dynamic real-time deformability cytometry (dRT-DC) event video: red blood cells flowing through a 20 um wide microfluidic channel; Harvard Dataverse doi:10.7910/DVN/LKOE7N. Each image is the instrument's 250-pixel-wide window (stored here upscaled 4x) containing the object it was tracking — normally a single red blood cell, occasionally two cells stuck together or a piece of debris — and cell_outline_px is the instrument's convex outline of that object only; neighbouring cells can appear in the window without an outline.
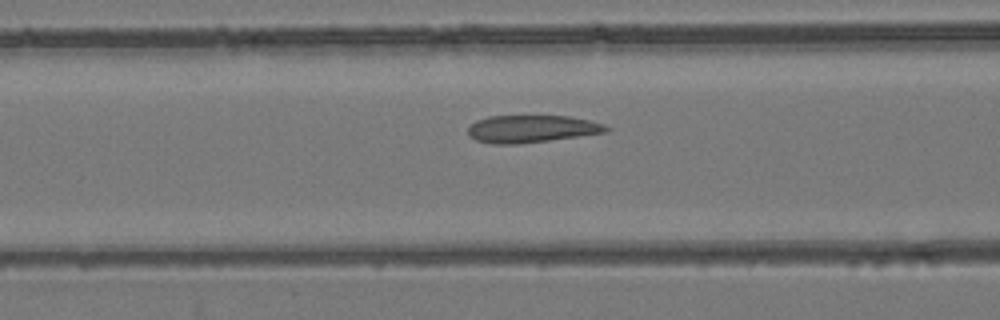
{"species": "common noctule bat (a hibernating species)", "species_latin": "Nyctalus noctula", "temperature_condition": "room temperature", "stored_images_in_passage": 30, "camera_frame_rate_fps": 3000, "um_per_image_px": 0.085, "animal": {"sex": "female", "body_mass_g": 24.6, "forearm_length_mm": 56.2}, "frame": {"image": 1, "passage_image": 8, "time_ms": 2.333, "image_size_px": [1000, 320], "cell_outline_px": [[612, 128], [608, 132], [580, 136], [516, 144], [492, 144], [476, 140], [468, 136], [468, 128], [476, 120], [488, 116], [568, 116], [588, 120], [604, 124]], "centroid_in_image_um": [45.19, 10.95], "position_along_channel_um": 121.4, "area_um2": 22.08}}
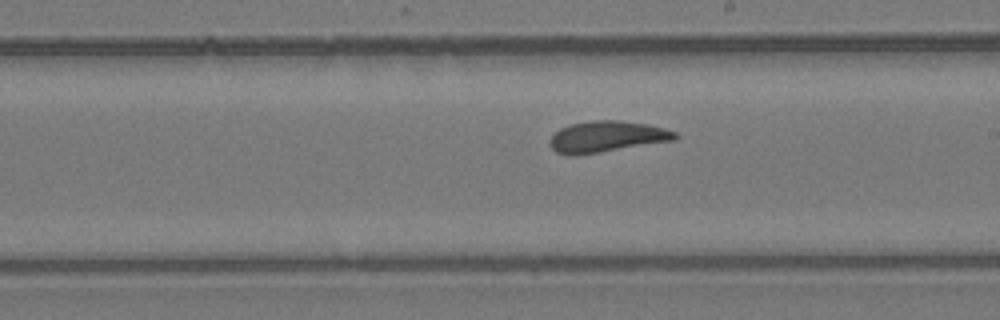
{"frame": {"image": 2, "passage_image": 17, "time_ms": 5.333, "image_size_px": [1000, 320], "cell_outline_px": [[680, 136], [676, 140], [576, 156], [568, 156], [556, 152], [548, 144], [548, 140], [560, 128], [572, 124], [592, 120], [616, 120], [648, 124], [664, 128], [676, 132]], "centroid_in_image_um": [51.57, 11.63], "position_along_channel_um": 237.4, "area_um2": 22.95}}
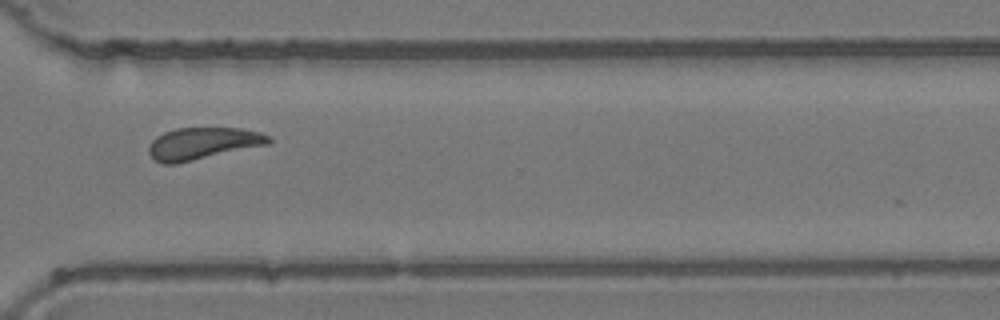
{"frame": {"image": 3, "passage_image": 26, "time_ms": 8.333, "image_size_px": [1000, 320], "cell_outline_px": [[272, 144], [176, 164], [164, 164], [156, 160], [148, 152], [148, 144], [156, 136], [164, 132], [176, 128], [244, 128], [260, 132], [272, 136]], "centroid_in_image_um": [17.29, 12.19], "position_along_channel_um": 353.3, "area_um2": 22.77}}